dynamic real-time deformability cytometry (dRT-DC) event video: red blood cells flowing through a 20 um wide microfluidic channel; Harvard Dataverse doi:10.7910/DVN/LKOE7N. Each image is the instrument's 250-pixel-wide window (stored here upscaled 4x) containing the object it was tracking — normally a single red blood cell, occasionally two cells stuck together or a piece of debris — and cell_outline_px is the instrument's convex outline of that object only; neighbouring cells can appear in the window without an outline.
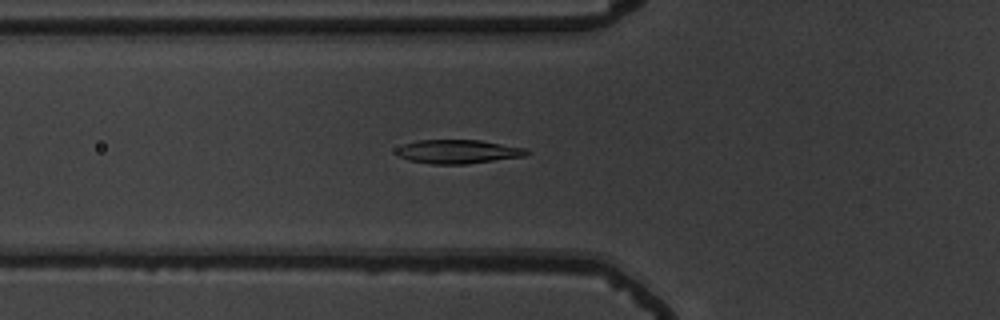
{"species": "common noctule bat (a hibernating species)", "species_latin": "Nyctalus noctula", "temperature_condition": "warm", "stored_images_in_passage": 41, "camera_frame_rate_fps": 3000, "um_per_image_px": 0.085, "animal": {"sex": "male", "body_mass_g": 19.5, "forearm_length_mm": 54.6}, "frame": {"image": 1, "passage_image": 7, "time_ms": 2.0, "image_size_px": [1000, 320], "cell_outline_px": [[528, 152], [524, 156], [464, 164], [432, 164], [408, 160], [400, 156], [396, 152], [396, 148], [404, 144], [416, 140], [480, 140], [528, 148]], "centroid_in_image_um": [38.92, 12.88], "position_along_channel_um": 86.9, "area_um2": 17.98}}
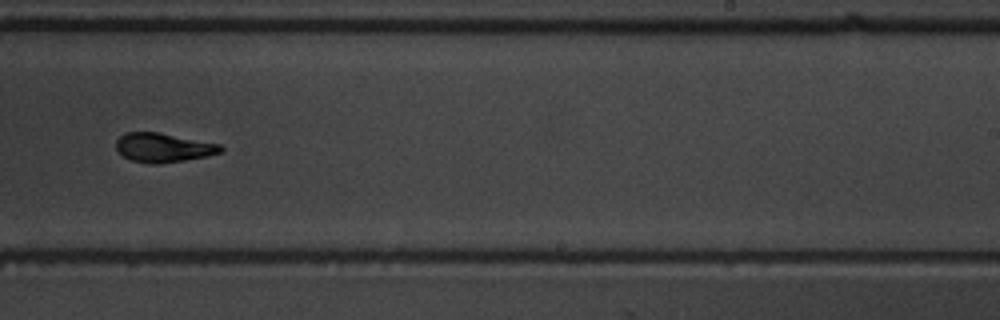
{"frame": {"image": 2, "passage_image": 22, "time_ms": 7.0, "image_size_px": [1000, 320], "cell_outline_px": [[224, 148], [220, 152], [208, 156], [184, 160], [156, 164], [148, 164], [132, 160], [124, 156], [116, 148], [116, 140], [120, 136], [128, 132], [160, 132], [220, 144]], "centroid_in_image_um": [13.89, 12.54], "position_along_channel_um": 275.1, "area_um2": 17.69}}
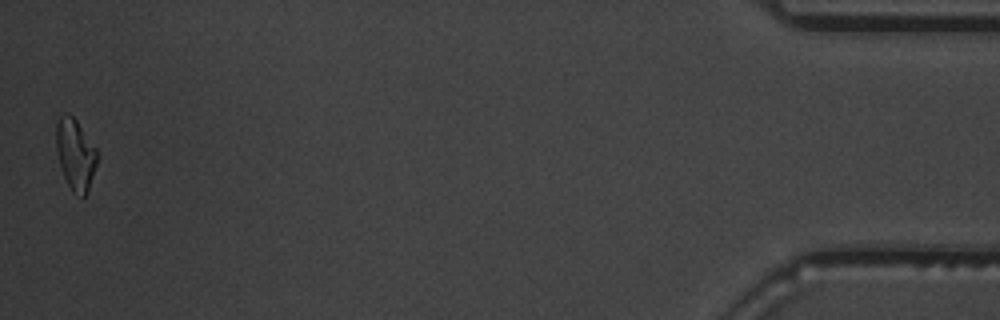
{"frame": {"image": 3, "passage_image": 41, "time_ms": 13.333, "image_size_px": [1000, 320], "cell_outline_px": [[100, 156], [88, 192], [84, 196], [72, 192], [64, 176], [60, 164], [56, 148], [56, 124], [60, 116], [64, 112], [68, 112], [76, 120], [100, 152]], "centroid_in_image_um": [6.45, 13.1], "position_along_channel_um": 428.8, "area_um2": 17.28}, "authors_computed_cell_mechanics": {"area_um2": 18.1492, "velocity_mm_per_s": 3.7665, "shape_relaxation_time_tau1_ms": 4.3559, "shape_relaxation_time_tau2_ms": 1.9756, "deformation_change_tau1": 0.1672, "deformation_change_tau2": 0.0797}}